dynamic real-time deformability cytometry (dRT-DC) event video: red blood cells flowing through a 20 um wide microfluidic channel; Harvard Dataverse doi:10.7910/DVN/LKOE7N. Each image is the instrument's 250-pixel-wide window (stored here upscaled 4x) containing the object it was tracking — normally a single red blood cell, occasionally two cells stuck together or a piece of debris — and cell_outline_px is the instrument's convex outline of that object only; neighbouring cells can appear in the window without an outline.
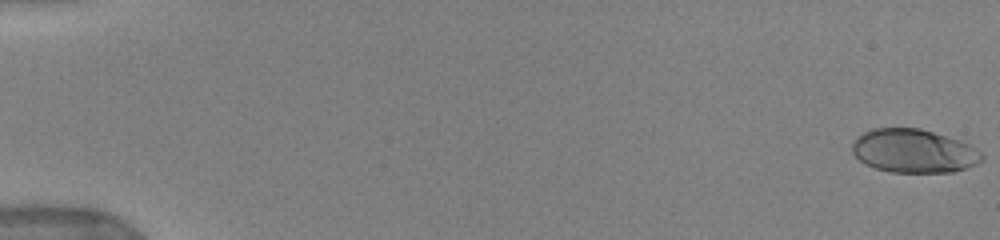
{"species": "human", "species_latin": "Homo sapiens", "temperature_condition": "warm", "stored_images_in_passage": 62, "camera_frame_rate_fps": 3000, "um_per_image_px": 0.085, "donor": {"sex": "female"}, "frame": {"image": 1, "passage_image": 1, "time_ms": 0.0, "image_size_px": [1000, 240], "cell_outline_px": [[984, 160], [968, 168], [952, 172], [892, 172], [876, 168], [864, 164], [852, 152], [852, 144], [856, 136], [872, 128], [920, 128], [960, 140], [968, 144], [980, 152], [984, 156]], "centroid_in_image_um": [77.66, 12.83], "position_along_channel_um": 7.3, "area_um2": 33.0}}
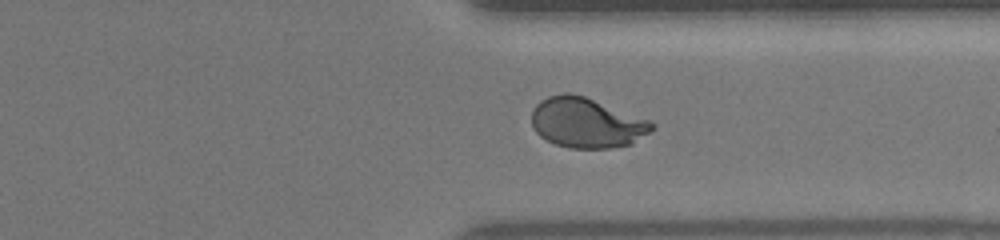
{"frame": {"image": 2, "passage_image": 51, "time_ms": 13.333, "image_size_px": [1000, 240], "cell_outline_px": [[656, 128], [632, 144], [612, 148], [572, 148], [556, 144], [540, 136], [536, 132], [532, 124], [532, 108], [540, 100], [548, 96], [564, 92], [568, 92], [584, 96], [652, 120], [656, 124]], "centroid_in_image_um": [49.9, 10.43], "position_along_channel_um": 361.5, "area_um2": 35.43}}
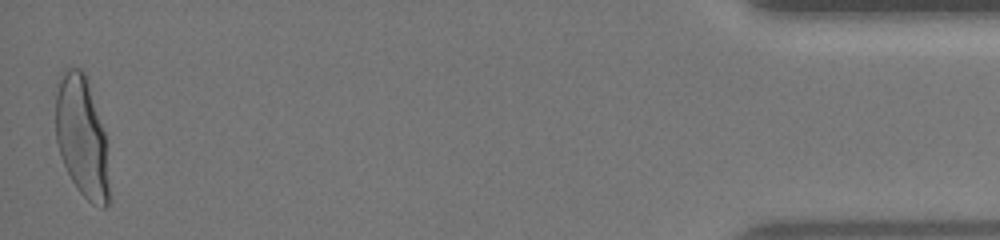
{"frame": {"image": 3, "passage_image": 62, "time_ms": 17.0, "image_size_px": [1000, 240], "cell_outline_px": [[108, 204], [104, 208], [92, 204], [76, 188], [60, 156], [56, 140], [56, 84], [64, 72], [68, 68], [80, 68], [84, 72], [104, 132], [108, 188]], "centroid_in_image_um": [6.92, 11.64], "position_along_channel_um": 428.3, "area_um2": 36.82}, "authors_computed_cell_mechanics": {"area_um2": 34.5066, "velocity_mm_per_s": 3.9585, "shape_relaxation_time_tau1_ms": 3.9214, "shape_relaxation_time_tau2_ms": null, "deformation_change_tau1": 0.2114, "deformation_change_tau2": null}}